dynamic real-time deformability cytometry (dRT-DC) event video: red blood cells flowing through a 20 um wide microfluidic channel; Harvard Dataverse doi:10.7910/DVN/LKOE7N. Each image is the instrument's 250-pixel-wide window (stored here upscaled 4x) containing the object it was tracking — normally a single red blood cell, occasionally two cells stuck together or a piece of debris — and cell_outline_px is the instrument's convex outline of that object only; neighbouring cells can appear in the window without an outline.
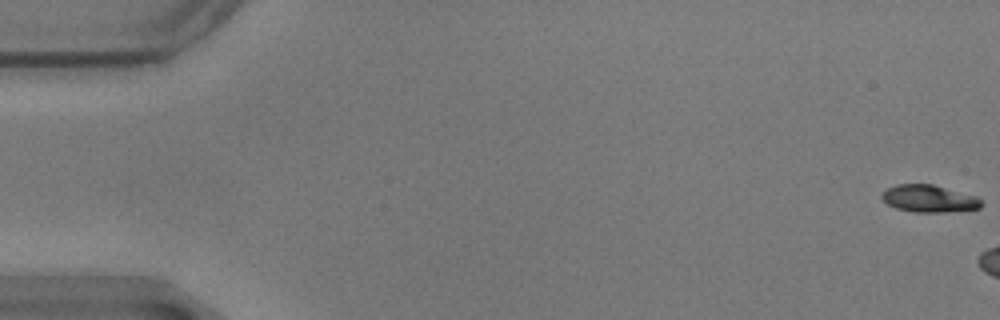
{"species": "common noctule bat (a hibernating species)", "species_latin": "Nyctalus noctula", "temperature_condition": "warm", "stored_images_in_passage": 5, "camera_frame_rate_fps": 3000, "um_per_image_px": 0.085, "animal": {"sex": "male", "body_mass_g": 17.9}, "frame": {"image": 1, "passage_image": 1, "time_ms": 0.0, "image_size_px": [1000, 320], "cell_outline_px": [[984, 204], [980, 208], [944, 212], [916, 212], [896, 208], [888, 204], [880, 196], [888, 188], [896, 184], [932, 184], [976, 196], [984, 200]], "centroid_in_image_um": [79.01, 16.88], "position_along_channel_um": 6.0, "area_um2": 15.72}}